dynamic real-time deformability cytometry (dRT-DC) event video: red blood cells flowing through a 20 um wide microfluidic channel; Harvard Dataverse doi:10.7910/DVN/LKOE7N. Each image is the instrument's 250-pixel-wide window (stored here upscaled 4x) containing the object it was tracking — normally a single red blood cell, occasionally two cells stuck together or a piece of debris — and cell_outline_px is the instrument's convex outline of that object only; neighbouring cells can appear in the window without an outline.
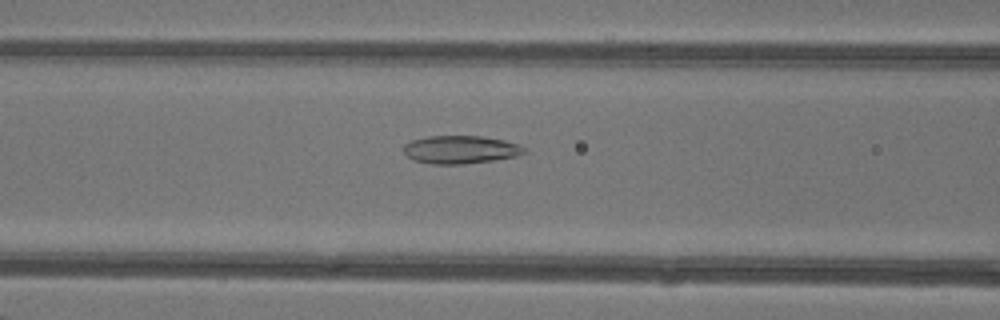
{"species": "common noctule bat (a hibernating species)", "species_latin": "Nyctalus noctula", "temperature_condition": "warm", "stored_images_in_passage": 48, "camera_frame_rate_fps": 3000, "um_per_image_px": 0.085, "animal": {"sex": "female"}, "frame": {"image": 1, "passage_image": 21, "time_ms": 6.667, "image_size_px": [1000, 320], "cell_outline_px": [[528, 152], [516, 156], [492, 160], [460, 164], [432, 164], [412, 160], [404, 152], [404, 144], [412, 140], [428, 136], [480, 136], [504, 140], [528, 148]], "centroid_in_image_um": [39.15, 12.71], "position_along_channel_um": 127.5, "area_um2": 19.65}}
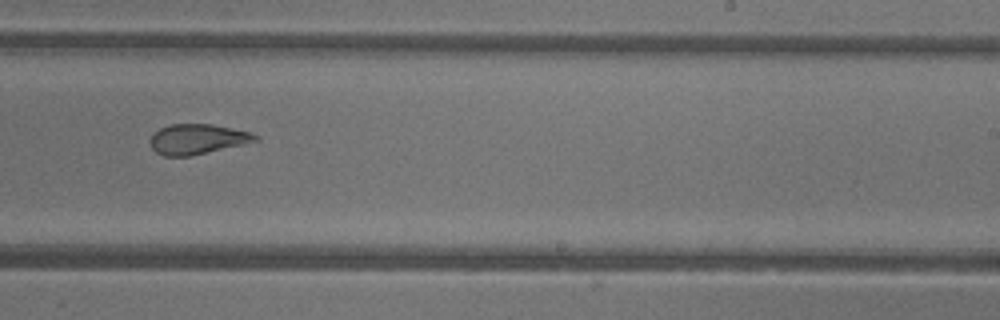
{"frame": {"image": 2, "passage_image": 31, "time_ms": 10.0, "image_size_px": [1000, 320], "cell_outline_px": [[260, 140], [188, 156], [164, 156], [156, 152], [152, 148], [148, 140], [160, 128], [168, 124], [212, 124], [252, 132], [260, 136]], "centroid_in_image_um": [16.78, 11.81], "position_along_channel_um": 272.2, "area_um2": 18.38}}
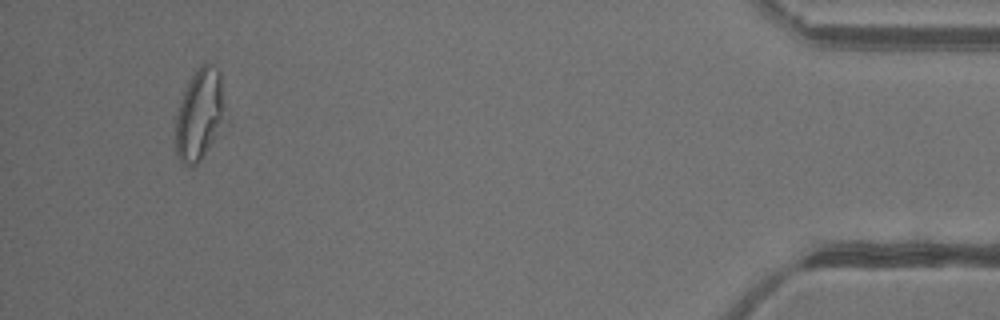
{"frame": {"image": 3, "passage_image": 46, "time_ms": 15.0, "image_size_px": [1000, 320], "cell_outline_px": [[220, 120], [212, 140], [204, 156], [192, 168], [184, 164], [176, 156], [176, 116], [184, 92], [196, 68], [200, 64], [212, 64], [220, 72]], "centroid_in_image_um": [16.86, 9.77], "position_along_channel_um": 418.3, "area_um2": 24.62}, "authors_computed_cell_mechanics": {"area_um2": 22.7443, "velocity_mm_per_s": 4.3534, "shape_relaxation_time_tau1_ms": null, "shape_relaxation_time_tau2_ms": 1.2634, "deformation_change_tau1": null, "deformation_change_tau2": 0.0858}}